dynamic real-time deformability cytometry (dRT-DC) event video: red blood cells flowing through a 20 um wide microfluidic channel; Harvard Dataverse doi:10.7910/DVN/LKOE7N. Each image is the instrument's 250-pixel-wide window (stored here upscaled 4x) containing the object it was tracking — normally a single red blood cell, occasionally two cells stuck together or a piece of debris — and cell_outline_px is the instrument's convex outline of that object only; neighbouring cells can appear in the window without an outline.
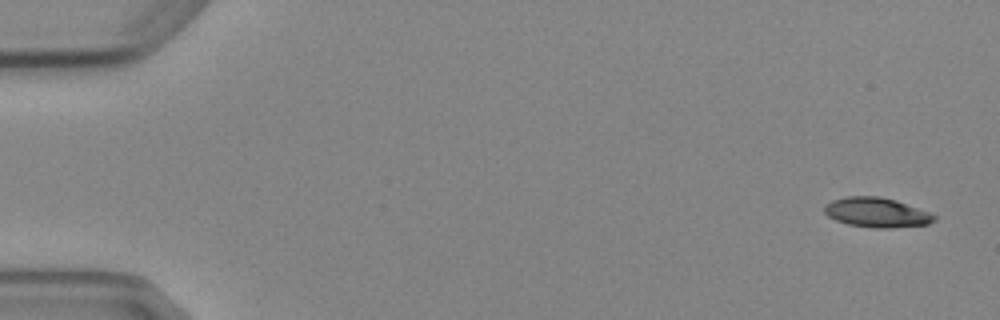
{"species": "Egyptian fruit bat (a non-hibernating species)", "species_latin": "Rousettus aegyptiacus", "temperature_condition": "cold", "stored_images_in_passage": 4, "camera_frame_rate_fps": 3000, "um_per_image_px": 0.085, "animal": {"sex": "female"}, "frame": {"image": 1, "passage_image": 1, "time_ms": 0.0, "image_size_px": [1000, 320], "cell_outline_px": [[936, 220], [928, 224], [888, 228], [872, 228], [848, 224], [836, 220], [828, 216], [824, 212], [824, 204], [832, 200], [848, 196], [880, 196], [896, 200], [928, 212], [936, 216]], "centroid_in_image_um": [74.49, 18.06], "position_along_channel_um": 10.5, "area_um2": 18.96}}
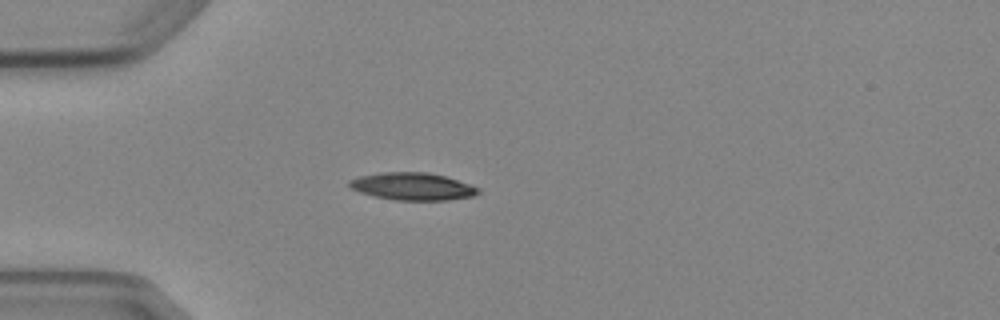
{"frame": {"image": 2, "passage_image": 4, "time_ms": 4.333, "image_size_px": [1000, 320], "cell_outline_px": [[480, 192], [472, 196], [448, 200], [392, 200], [360, 192], [352, 188], [348, 184], [348, 180], [360, 176], [380, 172], [428, 172], [444, 176], [480, 188]], "centroid_in_image_um": [35.05, 15.84], "position_along_channel_um": 50.0, "area_um2": 20.46}}